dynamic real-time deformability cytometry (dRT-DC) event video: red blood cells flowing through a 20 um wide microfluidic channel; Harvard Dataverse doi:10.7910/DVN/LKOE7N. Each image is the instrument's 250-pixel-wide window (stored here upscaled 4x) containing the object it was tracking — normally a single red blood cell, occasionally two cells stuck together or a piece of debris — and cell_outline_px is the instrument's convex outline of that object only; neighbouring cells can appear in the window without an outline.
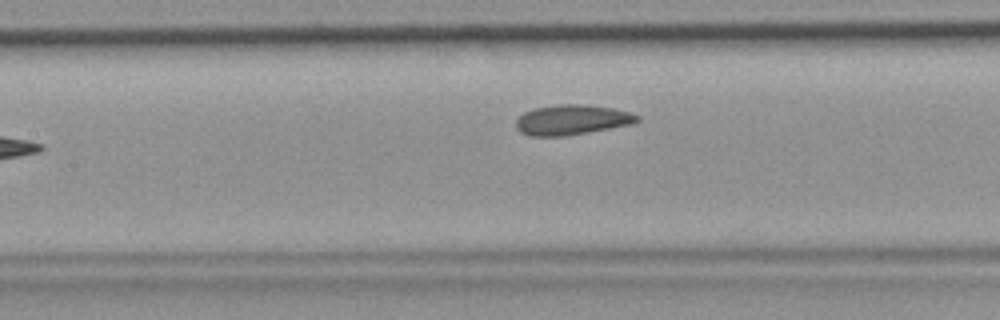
{"species": "common noctule bat (a hibernating species)", "species_latin": "Nyctalus noctula", "temperature_condition": "room temperature", "stored_images_in_passage": 6, "camera_frame_rate_fps": 3000, "um_per_image_px": 0.085, "animal": {"sex": "female", "body_mass_g": 19.9}, "frame": {"image": 1, "passage_image": 5, "time_ms": 1.333, "image_size_px": [1000, 320], "cell_outline_px": [[640, 120], [632, 124], [564, 136], [528, 136], [520, 132], [516, 128], [516, 120], [524, 112], [536, 108], [560, 104], [584, 104], [612, 108], [632, 112], [640, 116]], "centroid_in_image_um": [48.62, 10.18], "position_along_channel_um": 158.8, "area_um2": 21.21}}